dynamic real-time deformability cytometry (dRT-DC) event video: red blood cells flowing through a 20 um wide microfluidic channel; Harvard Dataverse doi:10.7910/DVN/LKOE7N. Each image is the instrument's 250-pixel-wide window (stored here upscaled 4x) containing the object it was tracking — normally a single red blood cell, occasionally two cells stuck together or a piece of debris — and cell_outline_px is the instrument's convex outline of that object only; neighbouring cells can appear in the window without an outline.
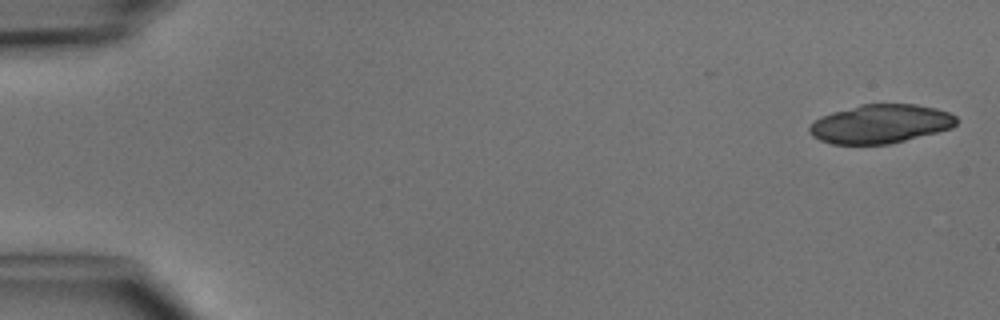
{"species": "common noctule bat (a hibernating species)", "species_latin": "Nyctalus noctula", "temperature_condition": "cold", "stored_images_in_passage": 6, "segment_of_instrument_passage": [1, 2], "camera_frame_rate_fps": 3000, "um_per_image_px": 0.085, "animal": {"sex": "male", "body_mass_g": 15.6}, "frame": {"image": 1, "passage_image": 1, "time_ms": 0.0, "image_size_px": [1000, 320], "cell_outline_px": [[956, 124], [952, 128], [888, 144], [832, 144], [820, 140], [812, 136], [808, 132], [808, 128], [820, 116], [832, 112], [860, 104], [916, 104], [936, 108], [948, 112], [956, 116]], "centroid_in_image_um": [74.81, 10.52], "position_along_channel_um": 10.2, "area_um2": 33.12}}